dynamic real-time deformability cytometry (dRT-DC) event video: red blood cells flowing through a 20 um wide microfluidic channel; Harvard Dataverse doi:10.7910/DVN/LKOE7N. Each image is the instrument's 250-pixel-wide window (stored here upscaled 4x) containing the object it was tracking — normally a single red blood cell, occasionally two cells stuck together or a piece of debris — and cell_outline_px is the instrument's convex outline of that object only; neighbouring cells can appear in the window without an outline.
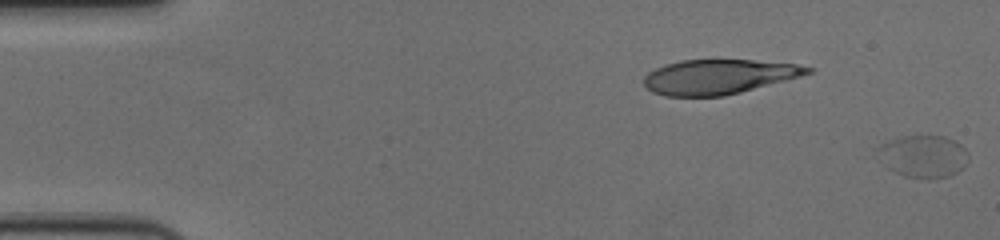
{"species": "human", "species_latin": "Homo sapiens", "temperature_condition": "cold", "stored_images_in_passage": 8, "segment_of_instrument_passage": [2, 2], "camera_frame_rate_fps": 3000, "um_per_image_px": 0.085, "donor": {"sex": "female"}, "frame": {"image": 1, "passage_image": 8, "time_ms": 2.333, "image_size_px": [1000, 240], "cell_outline_px": [[968, 160], [964, 168], [948, 176], [904, 176], [888, 168], [876, 160], [872, 156], [872, 148], [888, 140], [904, 136], [944, 136], [956, 140], [968, 152]], "centroid_in_image_um": [78.36, 13.24], "position_along_channel_um": 6.6, "area_um2": 22.72}}